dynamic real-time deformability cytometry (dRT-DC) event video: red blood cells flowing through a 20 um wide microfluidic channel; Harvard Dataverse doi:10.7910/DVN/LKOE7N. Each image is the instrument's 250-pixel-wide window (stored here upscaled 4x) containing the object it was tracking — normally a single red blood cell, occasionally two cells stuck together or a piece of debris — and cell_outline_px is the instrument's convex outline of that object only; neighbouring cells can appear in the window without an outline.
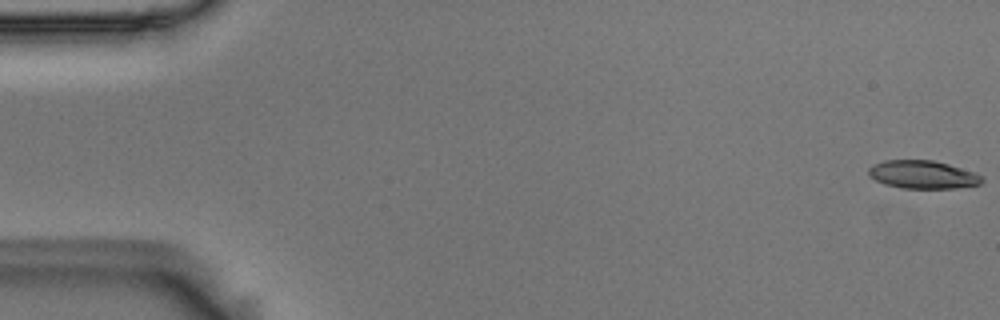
{"species": "Egyptian fruit bat (a non-hibernating species)", "species_latin": "Rousettus aegyptiacus", "temperature_condition": "room temperature", "stored_images_in_passage": 5, "camera_frame_rate_fps": 3000, "um_per_image_px": 0.085, "animal": {"sex": "male"}, "frame": {"image": 1, "passage_image": 1, "time_ms": 0.0, "image_size_px": [1000, 320], "cell_outline_px": [[984, 180], [980, 184], [956, 188], [900, 188], [884, 184], [868, 176], [868, 168], [872, 164], [884, 160], [932, 160], [948, 164], [976, 172], [984, 176]], "centroid_in_image_um": [78.43, 14.84], "position_along_channel_um": 6.6, "area_um2": 18.79}}